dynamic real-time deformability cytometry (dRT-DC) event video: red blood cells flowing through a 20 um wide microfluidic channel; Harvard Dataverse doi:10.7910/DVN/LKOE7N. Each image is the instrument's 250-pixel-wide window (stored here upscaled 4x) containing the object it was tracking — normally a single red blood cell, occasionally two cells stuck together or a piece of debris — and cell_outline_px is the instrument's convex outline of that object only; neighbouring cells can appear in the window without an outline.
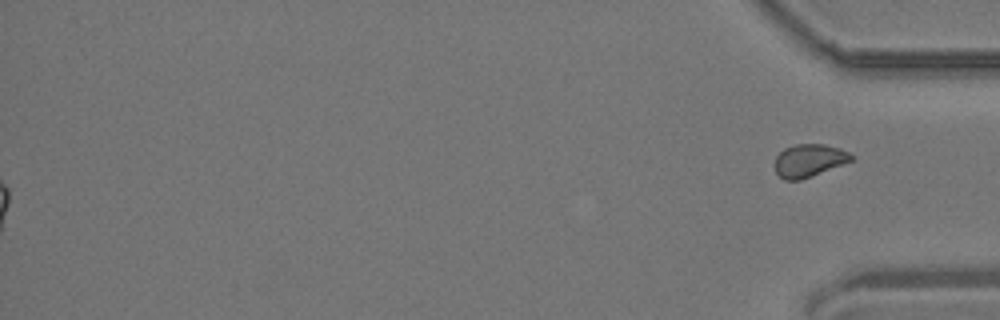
{"species": "common noctule bat (a hibernating species)", "species_latin": "Nyctalus noctula", "temperature_condition": "room temperature", "stored_images_in_passage": 55, "segment_of_instrument_passage": [2, 2], "camera_frame_rate_fps": 3000, "um_per_image_px": 0.085, "animal": {"sex": "male", "body_mass_g": 19.2, "forearm_length_mm": 51.8}, "frame": {"image": 1, "passage_image": 55, "time_ms": 18.0, "image_size_px": [1000, 320], "cell_outline_px": [[856, 156], [852, 160], [800, 180], [784, 180], [776, 172], [776, 156], [784, 148], [796, 144], [824, 144], [840, 148]], "centroid_in_image_um": [68.78, 13.62], "position_along_channel_um": 366.4, "area_um2": 14.39}}